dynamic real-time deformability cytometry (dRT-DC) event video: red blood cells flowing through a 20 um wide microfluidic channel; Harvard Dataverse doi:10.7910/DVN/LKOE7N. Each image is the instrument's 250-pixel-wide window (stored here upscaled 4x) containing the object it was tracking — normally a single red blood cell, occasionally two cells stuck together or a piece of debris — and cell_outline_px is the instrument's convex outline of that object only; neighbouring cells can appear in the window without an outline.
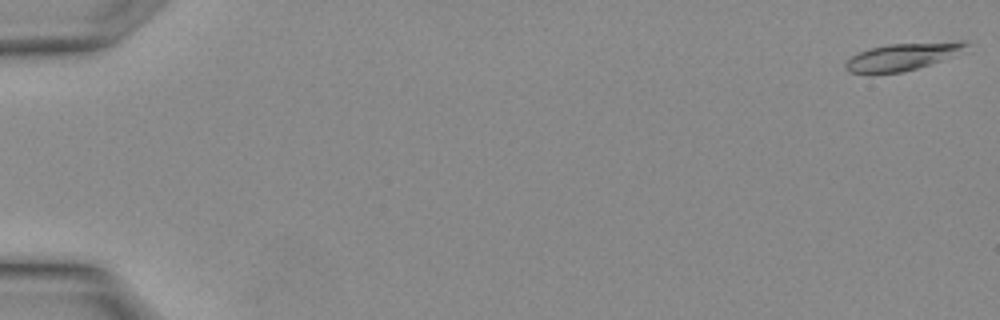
{"species": "Egyptian fruit bat (a non-hibernating species)", "species_latin": "Rousettus aegyptiacus", "temperature_condition": "warm", "stored_images_in_passage": 34, "camera_frame_rate_fps": 3000, "um_per_image_px": 0.085, "animal": {"sex": "female"}, "frame": {"image": 1, "passage_image": 1, "time_ms": 0.0, "image_size_px": [1000, 320], "cell_outline_px": [[968, 52], [916, 68], [900, 72], [848, 72], [844, 68], [844, 64], [852, 56], [868, 48], [888, 44], [956, 40], [968, 40]], "centroid_in_image_um": [76.87, 4.76], "position_along_channel_um": 8.1, "area_um2": 19.48}}